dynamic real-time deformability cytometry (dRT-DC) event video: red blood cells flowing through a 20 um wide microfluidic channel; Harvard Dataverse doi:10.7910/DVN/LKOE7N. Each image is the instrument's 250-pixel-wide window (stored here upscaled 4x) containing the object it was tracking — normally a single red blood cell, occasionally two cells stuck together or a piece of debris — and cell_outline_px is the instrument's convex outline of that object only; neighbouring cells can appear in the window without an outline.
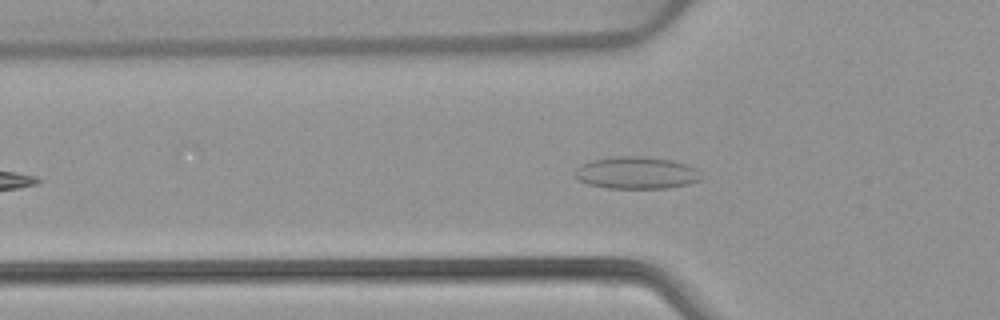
{"species": "common noctule bat (a hibernating species)", "species_latin": "Nyctalus noctula", "temperature_condition": "warm", "stored_images_in_passage": 42, "camera_frame_rate_fps": 3000, "um_per_image_px": 0.085, "animal": {"sex": "female", "body_mass_g": 22.7, "forearm_length_mm": 54.2}, "frame": {"image": 1, "passage_image": 10, "time_ms": 3.0, "image_size_px": [1000, 320], "cell_outline_px": [[700, 180], [688, 184], [668, 188], [608, 188], [588, 184], [580, 180], [576, 176], [576, 168], [592, 160], [616, 156], [644, 156], [672, 160], [696, 168]], "centroid_in_image_um": [54.1, 14.69], "position_along_channel_um": 71.7, "area_um2": 23.35}}
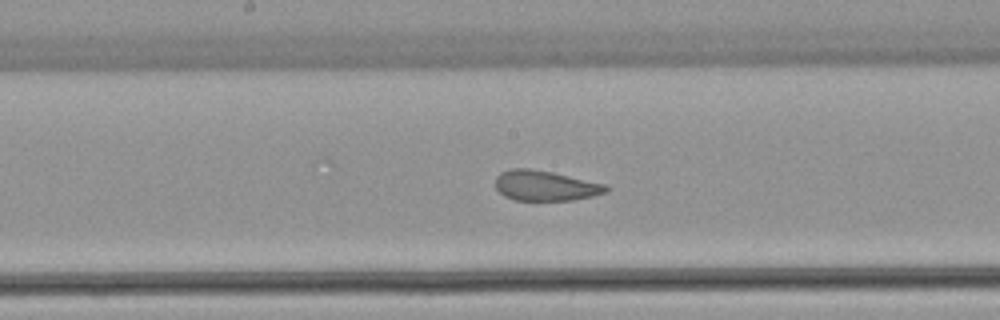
{"frame": {"image": 2, "passage_image": 20, "time_ms": 6.333, "image_size_px": [1000, 320], "cell_outline_px": [[612, 188], [608, 192], [592, 196], [572, 200], [516, 200], [504, 196], [496, 188], [496, 176], [500, 172], [512, 168], [528, 168], [552, 172], [608, 184]], "centroid_in_image_um": [46.4, 15.78], "position_along_channel_um": 201.8, "area_um2": 19.65}}
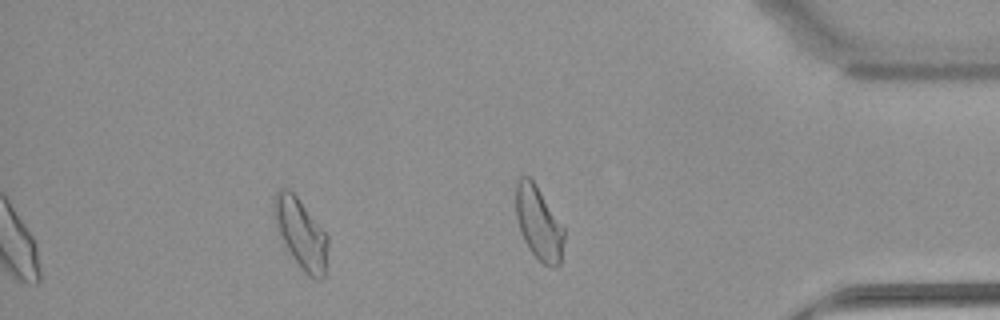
{"frame": {"image": 3, "passage_image": 36, "time_ms": 11.667, "image_size_px": [1000, 320], "cell_outline_px": [[328, 244], [324, 276], [320, 280], [316, 280], [308, 276], [304, 272], [292, 256], [284, 244], [276, 228], [272, 216], [272, 200], [276, 192], [280, 188], [288, 188], [296, 196], [328, 236]], "centroid_in_image_um": [25.53, 19.83], "position_along_channel_um": 409.7, "area_um2": 21.96}, "authors_computed_cell_mechanics": {"area_um2": 20.8369, "velocity_mm_per_s": 3.8906, "shape_relaxation_time_tau1_ms": null, "shape_relaxation_time_tau2_ms": 0.7787, "deformation_change_tau1": null, "deformation_change_tau2": 0.0612}}